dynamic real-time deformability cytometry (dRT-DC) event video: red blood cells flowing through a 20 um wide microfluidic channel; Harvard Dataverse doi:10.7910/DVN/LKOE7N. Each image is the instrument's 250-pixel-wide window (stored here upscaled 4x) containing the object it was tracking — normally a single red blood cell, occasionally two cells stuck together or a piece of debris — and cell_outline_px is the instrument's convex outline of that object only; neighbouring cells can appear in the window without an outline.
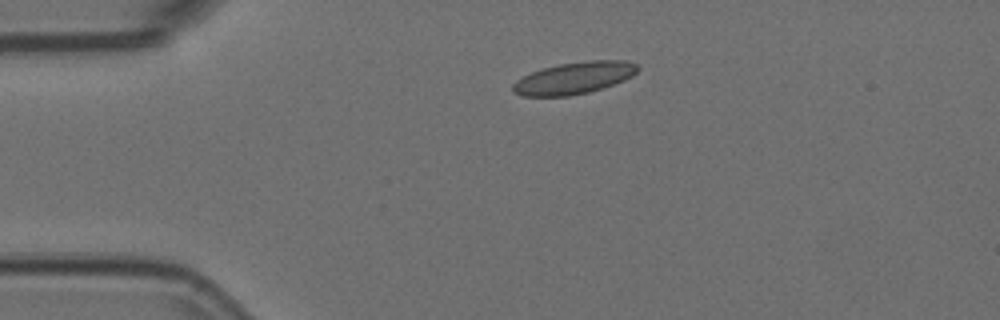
{"species": "Egyptian fruit bat (a non-hibernating species)", "species_latin": "Rousettus aegyptiacus", "temperature_condition": "room temperature", "stored_images_in_passage": 42, "camera_frame_rate_fps": 3000, "um_per_image_px": 0.085, "animal": {"sex": "female"}, "frame": {"image": 1, "passage_image": 1, "time_ms": 0.0, "image_size_px": [1000, 320], "cell_outline_px": [[640, 68], [632, 76], [624, 80], [588, 92], [568, 96], [520, 96], [512, 92], [512, 84], [516, 80], [532, 72], [544, 68], [560, 64], [588, 60], [628, 60], [636, 64]], "centroid_in_image_um": [48.79, 6.63], "position_along_channel_um": 36.2, "area_um2": 23.12}}
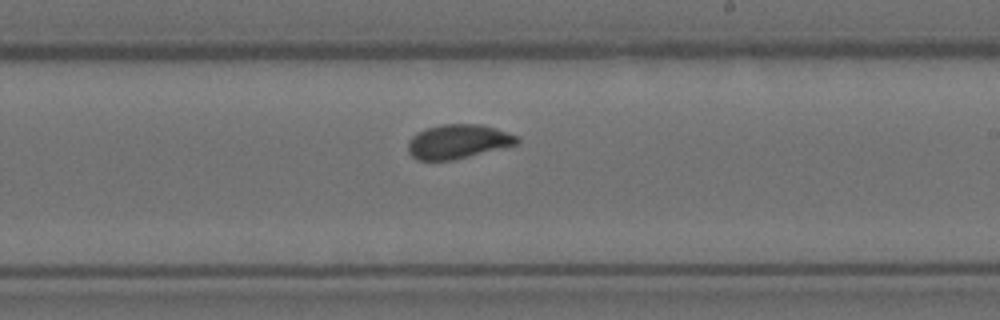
{"frame": {"image": 2, "passage_image": 21, "time_ms": 6.667, "image_size_px": [1000, 320], "cell_outline_px": [[520, 144], [452, 160], [420, 160], [412, 156], [408, 152], [408, 140], [416, 132], [440, 124], [480, 124], [496, 128], [520, 136]], "centroid_in_image_um": [38.97, 12.02], "position_along_channel_um": 250.0, "area_um2": 21.91}}
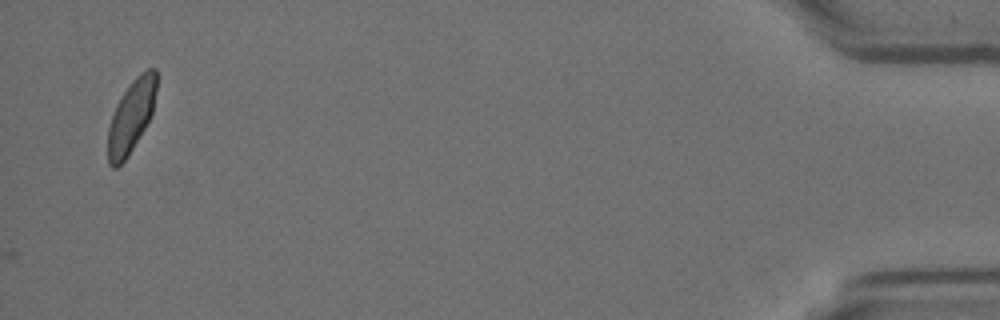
{"frame": {"image": 3, "passage_image": 42, "time_ms": 13.667, "image_size_px": [1000, 320], "cell_outline_px": [[156, 92], [152, 112], [144, 128], [128, 156], [116, 168], [112, 168], [108, 164], [108, 128], [116, 104], [120, 96], [132, 80], [140, 72], [148, 68], [156, 68]], "centroid_in_image_um": [11.14, 9.86], "position_along_channel_um": 424.1, "area_um2": 20.4}, "authors_computed_cell_mechanics": {"area_um2": 21.8484, "velocity_mm_per_s": 3.7422, "shape_relaxation_time_tau1_ms": 10.4285, "shape_relaxation_time_tau2_ms": null, "deformation_change_tau1": 0.2208, "deformation_change_tau2": null}}